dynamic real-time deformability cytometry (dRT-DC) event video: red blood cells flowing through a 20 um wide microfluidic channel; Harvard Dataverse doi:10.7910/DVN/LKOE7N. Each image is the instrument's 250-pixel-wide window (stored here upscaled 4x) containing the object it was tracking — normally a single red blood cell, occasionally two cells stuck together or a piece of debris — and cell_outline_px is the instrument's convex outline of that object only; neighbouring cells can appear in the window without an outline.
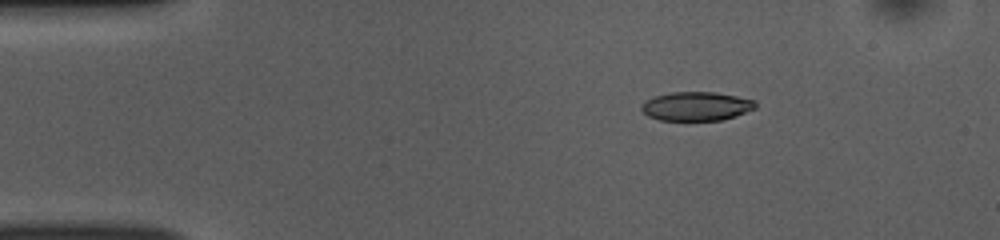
{"species": "common noctule bat (a hibernating species)", "species_latin": "Nyctalus noctula", "temperature_condition": "room temperature", "stored_images_in_passage": 44, "camera_frame_rate_fps": 3000, "um_per_image_px": 0.085, "animal": {"sex": "female", "body_mass_g": 10.0, "forearm_length_mm": 53.1}, "frame": {"image": 1, "passage_image": 1, "time_ms": 0.0, "image_size_px": [1000, 240], "cell_outline_px": [[756, 108], [736, 116], [720, 120], [660, 120], [648, 116], [640, 108], [640, 104], [644, 100], [656, 96], [672, 92], [716, 92], [756, 100]], "centroid_in_image_um": [59.18, 9.03], "position_along_channel_um": 25.8, "area_um2": 19.25}}
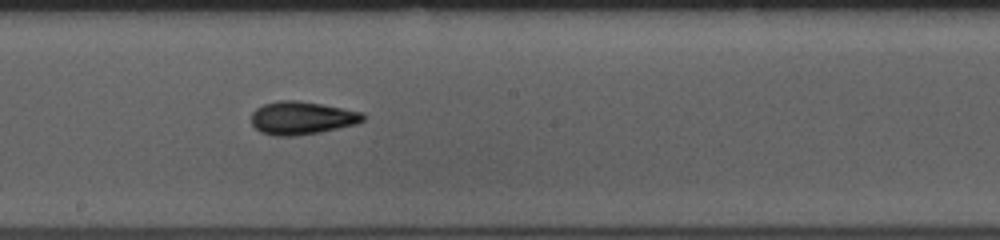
{"frame": {"image": 2, "passage_image": 21, "time_ms": 6.667, "image_size_px": [1000, 240], "cell_outline_px": [[364, 120], [356, 124], [320, 132], [296, 136], [276, 136], [260, 132], [252, 124], [252, 112], [256, 108], [264, 104], [276, 100], [296, 100], [344, 108], [364, 112]], "centroid_in_image_um": [25.65, 10.02], "position_along_channel_um": 222.5, "area_um2": 21.56}}
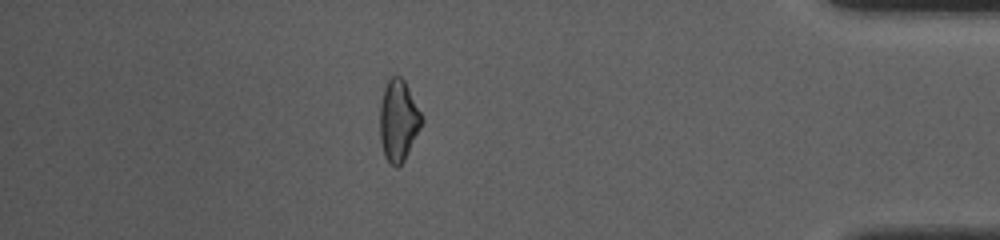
{"frame": {"image": 3, "passage_image": 38, "time_ms": 12.333, "image_size_px": [1000, 240], "cell_outline_px": [[424, 120], [404, 160], [396, 168], [384, 156], [380, 140], [380, 104], [384, 88], [388, 80], [392, 76], [400, 76], [404, 80]], "centroid_in_image_um": [33.85, 10.25], "position_along_channel_um": 401.4, "area_um2": 19.48}, "authors_computed_cell_mechanics": {"area_um2": 20.519, "velocity_mm_per_s": 3.8641, "shape_relaxation_time_tau1_ms": 3.1428, "shape_relaxation_time_tau2_ms": 3.1373, "deformation_change_tau1": 0.1191, "deformation_change_tau2": 0.0927}}